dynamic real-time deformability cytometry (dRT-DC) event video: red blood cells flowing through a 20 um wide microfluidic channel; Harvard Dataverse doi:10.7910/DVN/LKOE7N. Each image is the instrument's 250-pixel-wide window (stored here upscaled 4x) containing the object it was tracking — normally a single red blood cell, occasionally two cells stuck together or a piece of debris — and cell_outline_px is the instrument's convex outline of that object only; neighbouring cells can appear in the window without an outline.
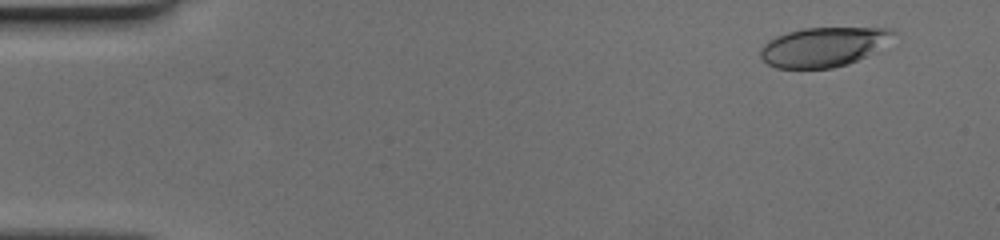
{"species": "human", "species_latin": "Homo sapiens", "temperature_condition": "cold", "stored_images_in_passage": 51, "camera_frame_rate_fps": 3000, "um_per_image_px": 0.085, "donor": {"sex": "female"}, "frame": {"image": 1, "passage_image": 4, "time_ms": 1.0, "image_size_px": [1000, 240], "cell_outline_px": [[896, 32], [872, 52], [848, 64], [832, 68], [776, 68], [768, 64], [760, 56], [760, 48], [768, 40], [776, 36], [788, 32], [804, 28], [888, 28]], "centroid_in_image_um": [69.9, 3.99], "position_along_channel_um": 15.1, "area_um2": 29.88}}
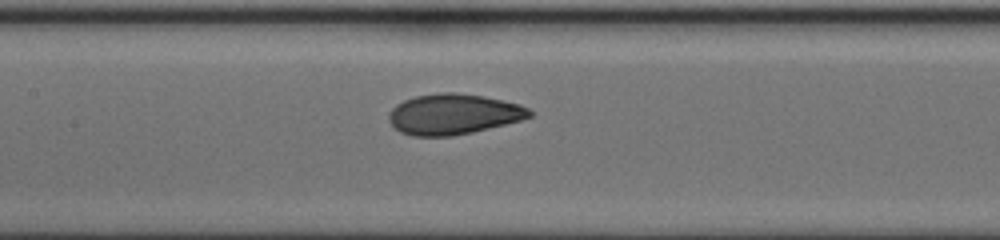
{"frame": {"image": 2, "passage_image": 25, "time_ms": 8.0, "image_size_px": [1000, 240], "cell_outline_px": [[532, 116], [520, 120], [472, 132], [452, 136], [412, 136], [400, 132], [388, 120], [388, 116], [392, 108], [396, 104], [404, 100], [416, 96], [440, 92], [456, 92], [484, 96], [520, 104], [528, 108], [532, 112]], "centroid_in_image_um": [38.52, 9.7], "position_along_channel_um": 168.9, "area_um2": 33.18}}
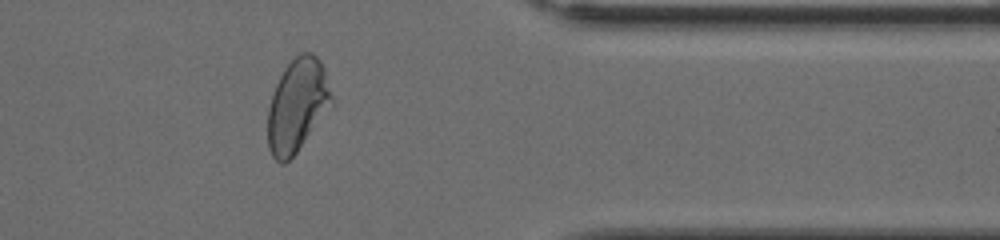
{"frame": {"image": 3, "passage_image": 42, "time_ms": 13.667, "image_size_px": [1000, 240], "cell_outline_px": [[332, 108], [296, 152], [284, 164], [280, 164], [272, 156], [268, 148], [268, 108], [276, 84], [284, 68], [300, 52], [312, 52], [320, 60], [324, 68], [332, 96]], "centroid_in_image_um": [25.28, 8.96], "position_along_channel_um": 386.1, "area_um2": 34.68}}